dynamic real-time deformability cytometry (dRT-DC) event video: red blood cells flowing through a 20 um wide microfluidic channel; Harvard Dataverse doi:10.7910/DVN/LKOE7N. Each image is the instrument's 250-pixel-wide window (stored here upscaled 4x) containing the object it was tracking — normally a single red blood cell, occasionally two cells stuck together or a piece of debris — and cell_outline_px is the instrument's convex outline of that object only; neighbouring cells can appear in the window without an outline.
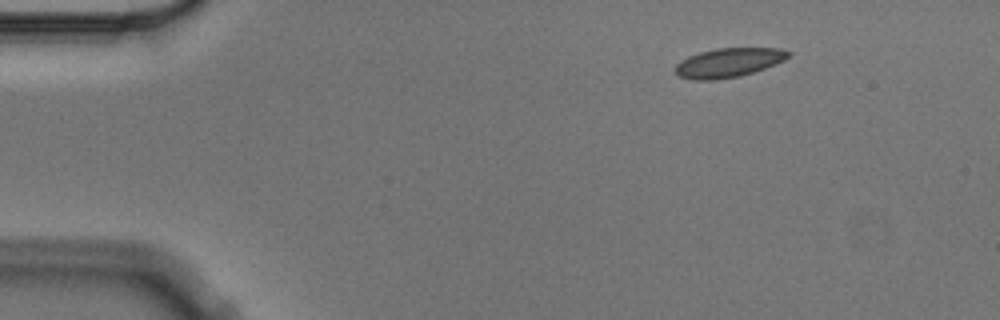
{"species": "Egyptian fruit bat (a non-hibernating species)", "species_latin": "Rousettus aegyptiacus", "temperature_condition": "cold", "stored_images_in_passage": 8, "camera_frame_rate_fps": 3000, "um_per_image_px": 0.085, "animal": {"sex": "male"}, "frame": {"image": 1, "passage_image": 1, "time_ms": 0.0, "image_size_px": [1000, 320], "cell_outline_px": [[792, 56], [776, 64], [740, 76], [716, 80], [692, 80], [676, 76], [672, 68], [680, 60], [688, 56], [700, 52], [716, 48], [780, 48], [792, 52]], "centroid_in_image_um": [61.89, 5.33], "position_along_channel_um": 23.1, "area_um2": 19.59}}
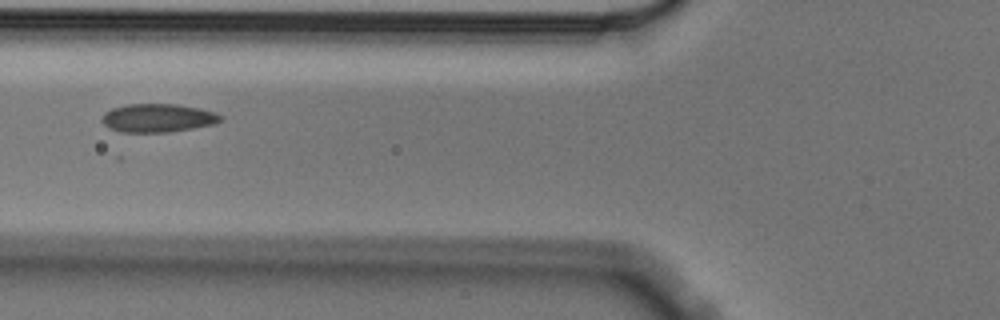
{"frame": {"image": 2, "passage_image": 5, "time_ms": 1.333, "image_size_px": [1000, 320], "cell_outline_px": [[224, 120], [216, 124], [168, 132], [120, 132], [108, 128], [100, 120], [104, 112], [112, 108], [124, 104], [176, 104], [200, 108], [216, 112]], "centroid_in_image_um": [13.4, 10.02], "position_along_channel_um": 112.4, "area_um2": 19.88}}
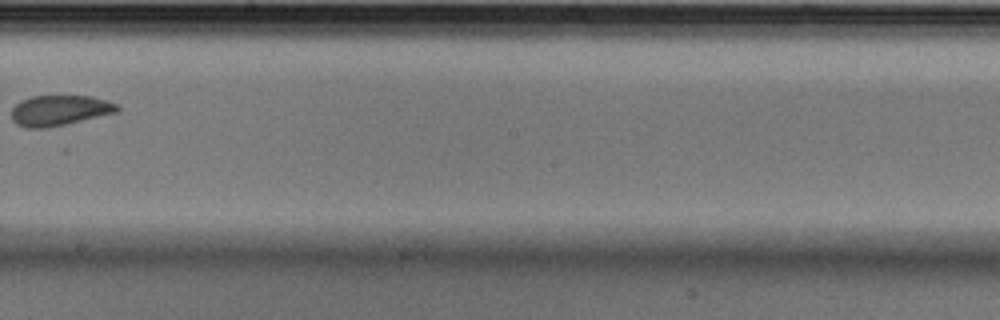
{"frame": {"image": 3, "passage_image": 8, "time_ms": 2.333, "image_size_px": [1000, 320], "cell_outline_px": [[120, 108], [116, 112], [64, 124], [44, 128], [28, 128], [16, 124], [12, 120], [12, 108], [20, 100], [32, 96], [92, 96], [108, 100], [120, 104]], "centroid_in_image_um": [5.06, 9.37], "position_along_channel_um": 243.1, "area_um2": 18.67}}